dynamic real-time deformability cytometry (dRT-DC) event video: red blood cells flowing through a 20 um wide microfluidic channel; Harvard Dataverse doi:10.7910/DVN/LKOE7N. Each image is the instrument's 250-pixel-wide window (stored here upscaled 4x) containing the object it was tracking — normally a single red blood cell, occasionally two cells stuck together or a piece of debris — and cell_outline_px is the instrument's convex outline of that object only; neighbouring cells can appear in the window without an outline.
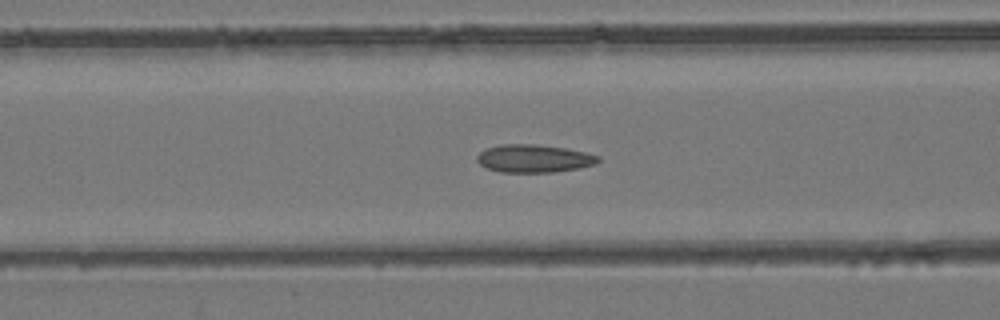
{"species": "common noctule bat (a hibernating species)", "species_latin": "Nyctalus noctula", "temperature_condition": "room temperature", "stored_images_in_passage": 46, "camera_frame_rate_fps": 3000, "um_per_image_px": 0.085, "animal": {"sex": "female", "body_mass_g": 24.6, "forearm_length_mm": 56.2}, "frame": {"image": 1, "passage_image": 15, "time_ms": 4.667, "image_size_px": [1000, 320], "cell_outline_px": [[600, 160], [596, 164], [576, 168], [552, 172], [500, 172], [488, 168], [480, 164], [476, 160], [476, 156], [484, 148], [500, 144], [536, 144], [568, 148], [588, 152], [600, 156]], "centroid_in_image_um": [45.38, 13.45], "position_along_channel_um": 121.2, "area_um2": 19.88}}
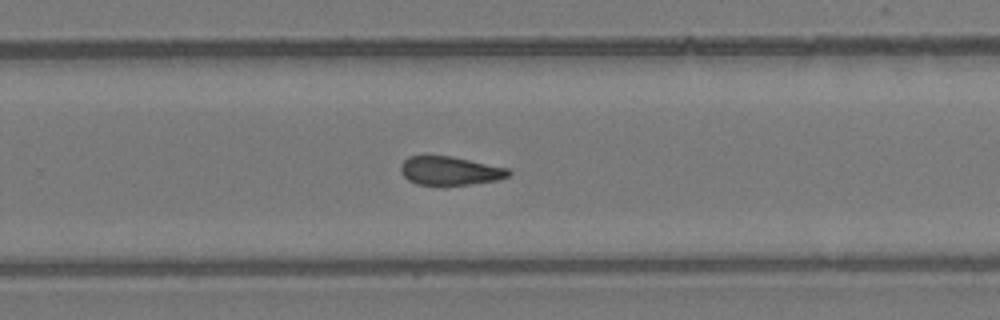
{"frame": {"image": 2, "passage_image": 28, "time_ms": 9.0, "image_size_px": [1000, 320], "cell_outline_px": [[512, 172], [508, 176], [500, 180], [444, 188], [440, 188], [416, 184], [408, 180], [400, 172], [400, 164], [408, 156], [452, 156], [508, 168]], "centroid_in_image_um": [38.23, 14.57], "position_along_channel_um": 291.6, "area_um2": 18.84}}
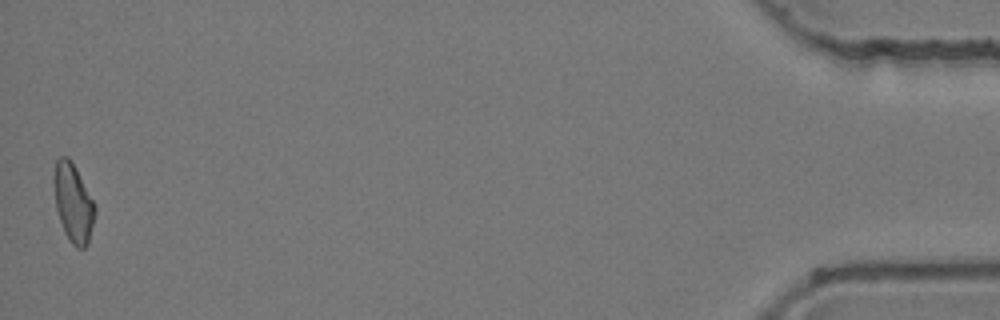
{"frame": {"image": 3, "passage_image": 46, "time_ms": 15.0, "image_size_px": [1000, 320], "cell_outline_px": [[96, 212], [88, 244], [84, 248], [76, 248], [68, 240], [64, 232], [56, 208], [52, 180], [52, 176], [56, 160], [60, 156], [68, 156], [72, 160], [96, 204]], "centroid_in_image_um": [6.22, 17.21], "position_along_channel_um": 429.0, "area_um2": 19.31}, "authors_computed_cell_mechanics": {"area_um2": 19.074, "velocity_mm_per_s": 3.9492, "shape_relaxation_time_tau1_ms": null, "shape_relaxation_time_tau2_ms": 3.9723, "deformation_change_tau1": null, "deformation_change_tau2": 0.1249}}